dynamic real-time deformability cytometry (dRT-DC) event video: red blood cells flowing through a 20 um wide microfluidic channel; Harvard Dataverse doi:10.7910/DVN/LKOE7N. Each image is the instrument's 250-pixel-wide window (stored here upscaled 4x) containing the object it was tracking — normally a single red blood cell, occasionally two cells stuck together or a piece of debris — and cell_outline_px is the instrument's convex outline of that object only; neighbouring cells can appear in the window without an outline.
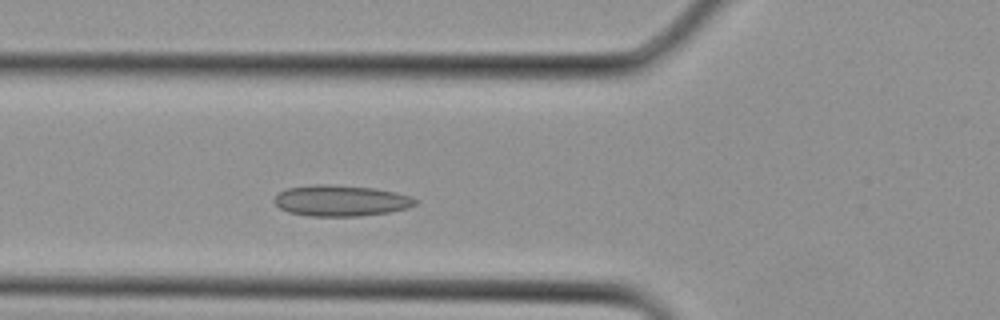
{"species": "Egyptian fruit bat (a non-hibernating species)", "species_latin": "Rousettus aegyptiacus", "temperature_condition": "cold", "stored_images_in_passage": 6, "camera_frame_rate_fps": 3000, "um_per_image_px": 0.085, "animal": {"sex": "female"}, "frame": {"image": 1, "passage_image": 4, "time_ms": 1.0, "image_size_px": [1000, 320], "cell_outline_px": [[420, 200], [416, 204], [408, 208], [388, 212], [360, 216], [308, 216], [288, 212], [280, 208], [272, 200], [280, 192], [288, 188], [316, 184], [328, 184], [376, 188], [396, 192], [412, 196]], "centroid_in_image_um": [29.01, 17.05], "position_along_channel_um": 96.8, "area_um2": 25.66}}
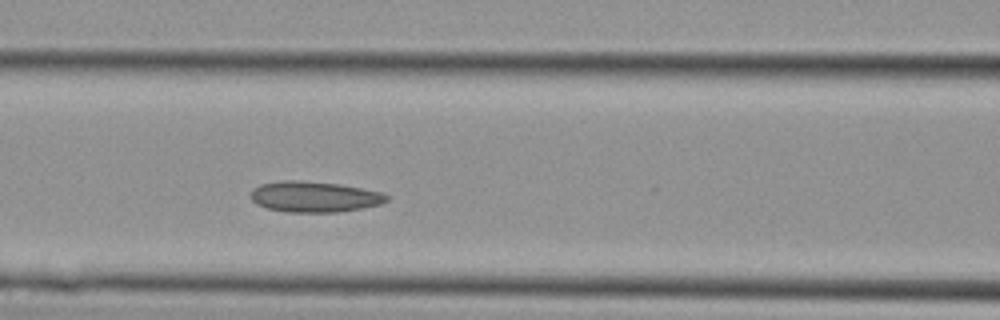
{"frame": {"image": 2, "passage_image": 6, "time_ms": 1.667, "image_size_px": [1000, 320], "cell_outline_px": [[388, 200], [380, 204], [360, 208], [336, 212], [288, 212], [268, 208], [256, 204], [252, 200], [252, 188], [260, 184], [284, 180], [300, 180], [340, 184], [380, 192], [388, 196]], "centroid_in_image_um": [26.69, 16.71], "position_along_channel_um": 139.9, "area_um2": 24.16}}